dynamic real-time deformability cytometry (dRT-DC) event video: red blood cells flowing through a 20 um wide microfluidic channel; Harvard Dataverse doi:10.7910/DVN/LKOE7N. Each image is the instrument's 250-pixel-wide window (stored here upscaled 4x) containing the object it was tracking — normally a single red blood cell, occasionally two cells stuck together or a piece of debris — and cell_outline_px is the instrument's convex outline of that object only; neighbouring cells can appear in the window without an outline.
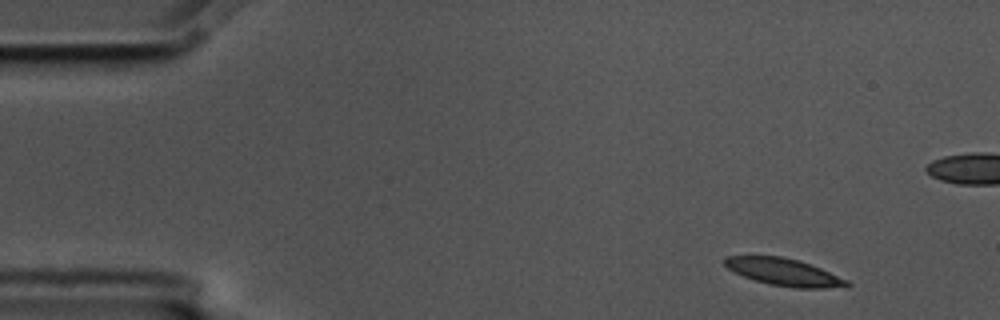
{"species": "common noctule bat (a hibernating species)", "species_latin": "Nyctalus noctula", "temperature_condition": "cold", "stored_images_in_passage": 53, "camera_frame_rate_fps": 3000, "um_per_image_px": 0.085, "animal": {"sex": "male", "body_mass_g": 17.5, "forearm_length_mm": 52.3}, "frame": {"image": 1, "passage_image": 1, "time_ms": 0.0, "image_size_px": [1000, 320], "cell_outline_px": [[852, 284], [848, 288], [796, 288], [768, 284], [744, 276], [728, 268], [724, 264], [724, 256], [780, 256], [800, 260], [820, 268], [848, 280]], "centroid_in_image_um": [66.7, 23.14], "position_along_channel_um": 18.3, "area_um2": 19.42}}
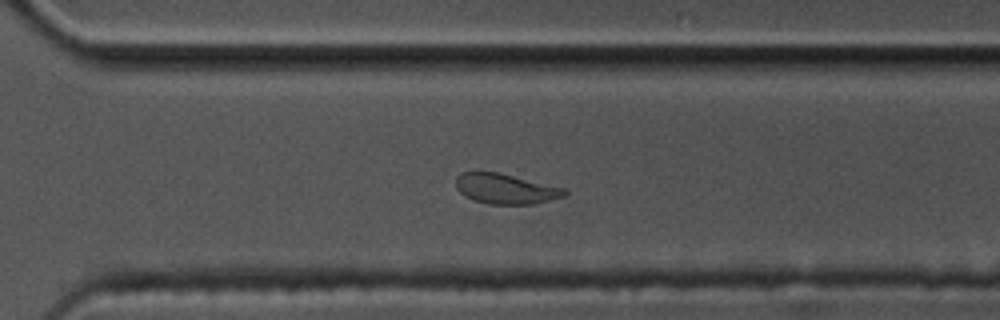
{"frame": {"image": 2, "passage_image": 35, "time_ms": 11.333, "image_size_px": [1000, 320], "cell_outline_px": [[568, 192], [564, 196], [532, 204], [488, 204], [472, 200], [464, 196], [456, 188], [456, 176], [460, 172], [496, 172], [564, 188]], "centroid_in_image_um": [42.92, 16.05], "position_along_channel_um": 327.7, "area_um2": 18.9}}
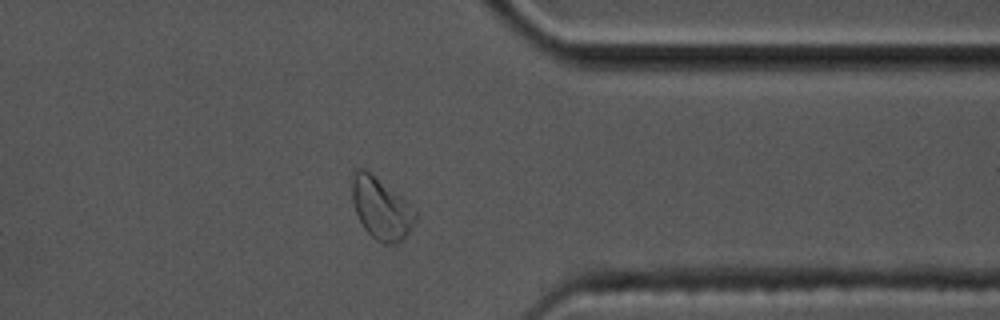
{"frame": {"image": 3, "passage_image": 40, "time_ms": 13.0, "image_size_px": [1000, 320], "cell_outline_px": [[420, 212], [408, 232], [396, 244], [384, 244], [376, 240], [364, 228], [356, 212], [352, 200], [352, 168], [364, 168], [416, 208]], "centroid_in_image_um": [32.4, 17.7], "position_along_channel_um": 379.0, "area_um2": 22.72}, "authors_computed_cell_mechanics": {"area_um2": 20.0566, "velocity_mm_per_s": 3.5367, "shape_relaxation_time_tau1_ms": 5.6221, "shape_relaxation_time_tau2_ms": 2.2757, "deformation_change_tau1": 0.1558, "deformation_change_tau2": 0.0821}}